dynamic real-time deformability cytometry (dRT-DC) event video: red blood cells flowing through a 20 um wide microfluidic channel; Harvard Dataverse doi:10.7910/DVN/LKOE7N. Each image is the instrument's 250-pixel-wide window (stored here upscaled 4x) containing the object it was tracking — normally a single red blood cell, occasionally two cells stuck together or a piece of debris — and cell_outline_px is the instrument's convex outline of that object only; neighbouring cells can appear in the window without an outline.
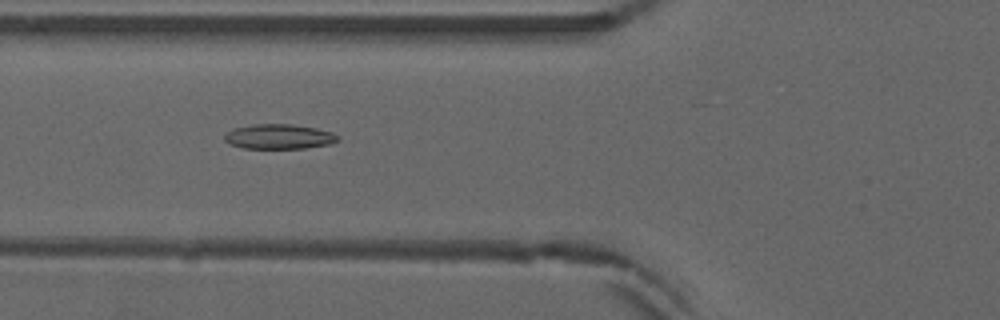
{"species": "common noctule bat (a hibernating species)", "species_latin": "Nyctalus noctula", "temperature_condition": "warm", "stored_images_in_passage": 41, "camera_frame_rate_fps": 3000, "um_per_image_px": 0.085, "animal": {"sex": "male", "forearm_length_mm": 52.5}, "frame": {"image": 1, "passage_image": 19, "time_ms": 6.0, "image_size_px": [1000, 320], "cell_outline_px": [[340, 140], [328, 144], [304, 148], [244, 148], [228, 144], [224, 140], [224, 136], [232, 128], [252, 124], [292, 124], [316, 128], [332, 132], [340, 136]], "centroid_in_image_um": [23.7, 11.6], "position_along_channel_um": 102.1, "area_um2": 16.47}}
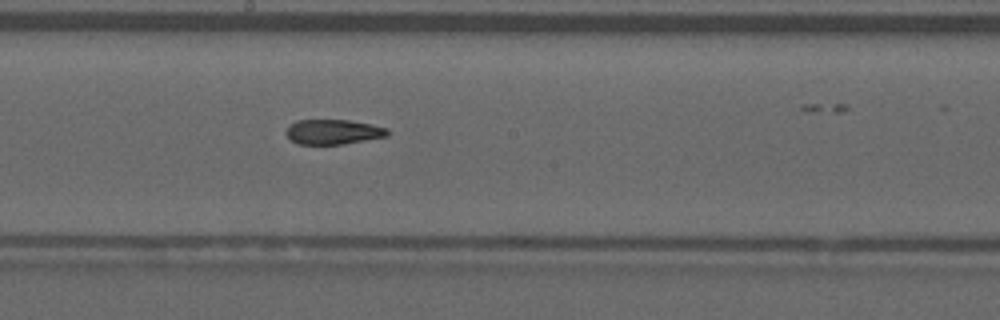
{"frame": {"image": 2, "passage_image": 28, "time_ms": 9.0, "image_size_px": [1000, 320], "cell_outline_px": [[388, 136], [344, 144], [296, 144], [284, 132], [296, 120], [348, 120], [388, 128]], "centroid_in_image_um": [28.31, 11.21], "position_along_channel_um": 219.9, "area_um2": 14.57}}
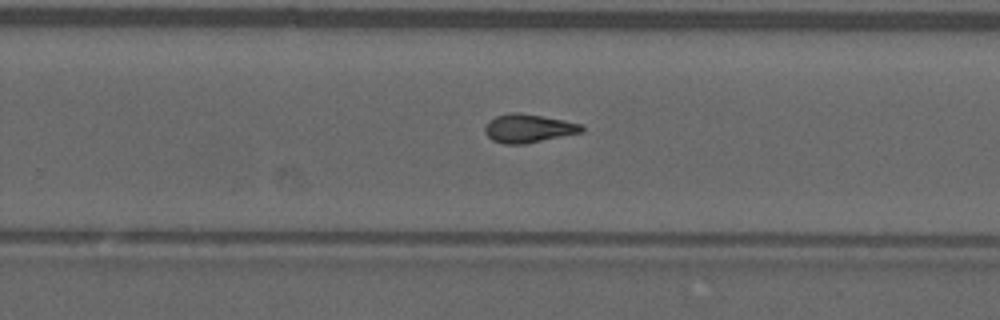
{"frame": {"image": 3, "passage_image": 33, "time_ms": 10.667, "image_size_px": [1000, 320], "cell_outline_px": [[584, 132], [524, 144], [504, 144], [492, 140], [484, 132], [484, 128], [488, 120], [496, 116], [508, 112], [516, 112], [564, 120], [580, 124], [584, 128]], "centroid_in_image_um": [44.88, 10.91], "position_along_channel_um": 284.9, "area_um2": 16.07}}